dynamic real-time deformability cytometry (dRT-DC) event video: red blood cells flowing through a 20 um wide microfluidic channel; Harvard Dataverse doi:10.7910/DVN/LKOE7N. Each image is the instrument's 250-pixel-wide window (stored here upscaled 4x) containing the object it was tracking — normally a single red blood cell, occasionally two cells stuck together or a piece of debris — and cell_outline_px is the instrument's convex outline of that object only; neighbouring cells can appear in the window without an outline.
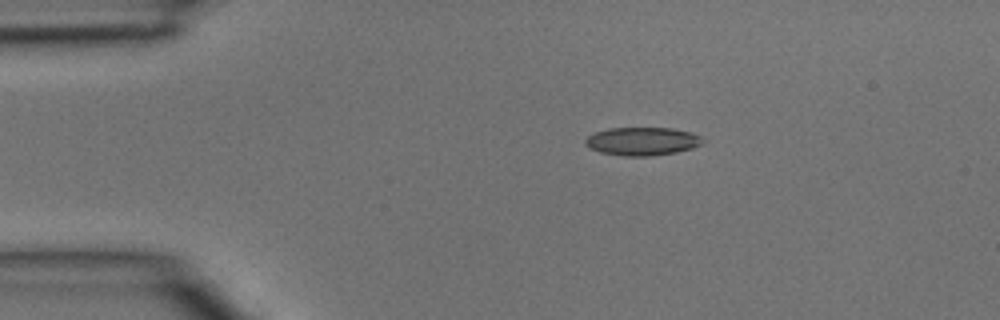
{"species": "common noctule bat (a hibernating species)", "species_latin": "Nyctalus noctula", "temperature_condition": "room temperature", "stored_images_in_passage": 2, "camera_frame_rate_fps": 3000, "um_per_image_px": 0.085, "animal": {"sex": "male", "body_mass_g": 15.6}, "frame": {"image": 1, "passage_image": 1, "time_ms": 0.0, "image_size_px": [1000, 320], "cell_outline_px": [[704, 140], [700, 144], [692, 148], [676, 152], [652, 156], [624, 156], [600, 152], [584, 144], [584, 140], [588, 136], [596, 132], [608, 128], [672, 128], [692, 132], [700, 136]], "centroid_in_image_um": [54.59, 12.01], "position_along_channel_um": 30.4, "area_um2": 19.25}}